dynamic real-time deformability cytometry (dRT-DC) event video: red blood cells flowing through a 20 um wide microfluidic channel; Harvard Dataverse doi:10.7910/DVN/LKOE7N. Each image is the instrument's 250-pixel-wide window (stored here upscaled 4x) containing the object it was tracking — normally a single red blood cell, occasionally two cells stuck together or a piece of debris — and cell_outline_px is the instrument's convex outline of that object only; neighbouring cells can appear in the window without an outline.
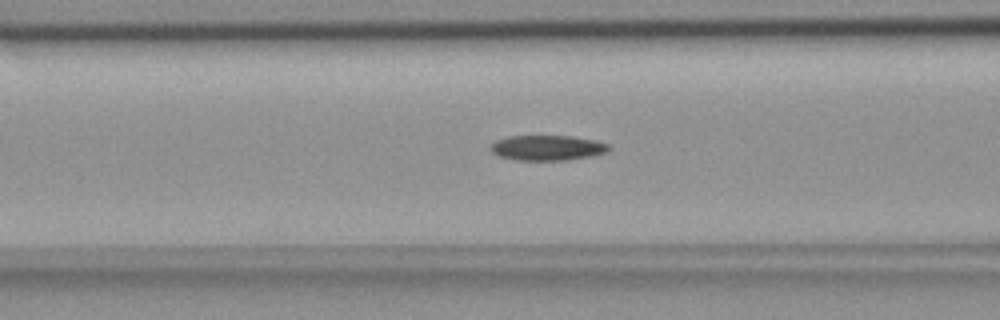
{"species": "common noctule bat (a hibernating species)", "species_latin": "Nyctalus noctula", "temperature_condition": "room temperature", "stored_images_in_passage": 54, "camera_frame_rate_fps": 3000, "um_per_image_px": 0.085, "animal": {"sex": "female", "body_mass_g": 18.4}, "frame": {"image": 1, "passage_image": 21, "time_ms": 6.667, "image_size_px": [1000, 320], "cell_outline_px": [[612, 148], [604, 152], [592, 156], [568, 160], [516, 160], [500, 156], [492, 152], [488, 148], [496, 140], [508, 136], [572, 136], [596, 140], [608, 144]], "centroid_in_image_um": [46.52, 12.56], "position_along_channel_um": 120.1, "area_um2": 17.4}}
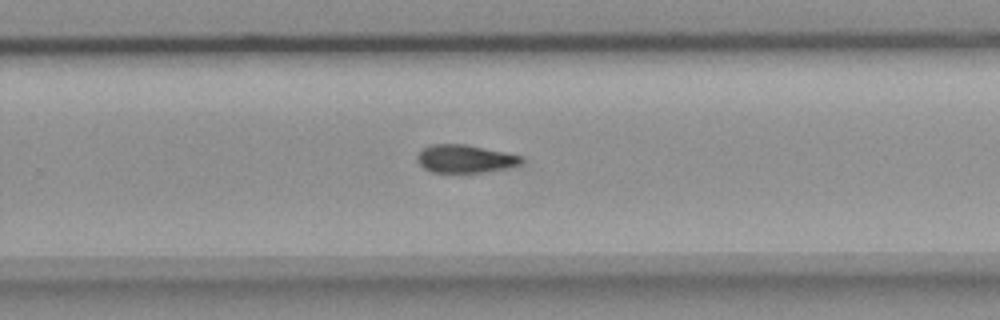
{"frame": {"image": 2, "passage_image": 35, "time_ms": 11.333, "image_size_px": [1000, 320], "cell_outline_px": [[524, 164], [508, 168], [484, 172], [432, 172], [424, 168], [420, 164], [416, 156], [424, 148], [432, 144], [464, 144], [504, 152], [520, 156], [524, 160]], "centroid_in_image_um": [39.56, 13.5], "position_along_channel_um": 290.2, "area_um2": 16.88}}
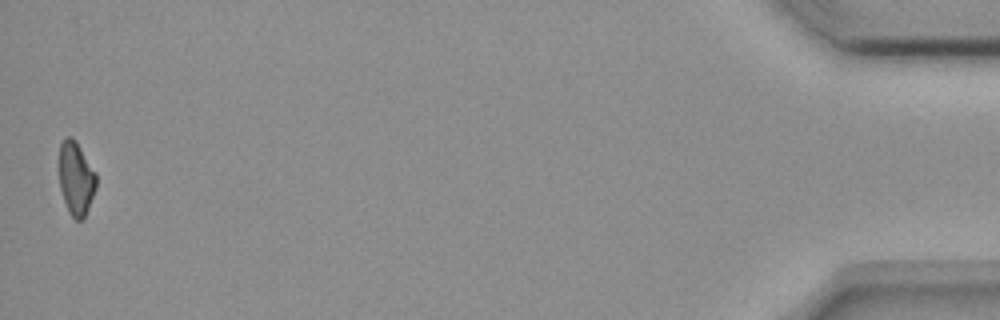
{"frame": {"image": 3, "passage_image": 54, "time_ms": 17.667, "image_size_px": [1000, 320], "cell_outline_px": [[96, 188], [84, 220], [76, 220], [68, 212], [60, 188], [60, 144], [64, 136], [72, 136], [76, 140], [96, 172]], "centroid_in_image_um": [6.47, 15.16], "position_along_channel_um": 428.7, "area_um2": 16.01}, "authors_computed_cell_mechanics": {"area_um2": 17.3978, "velocity_mm_per_s": 3.6624, "shape_relaxation_time_tau1_ms": 10.0566, "shape_relaxation_time_tau2_ms": null, "deformation_change_tau1": 0.19, "deformation_change_tau2": null}}